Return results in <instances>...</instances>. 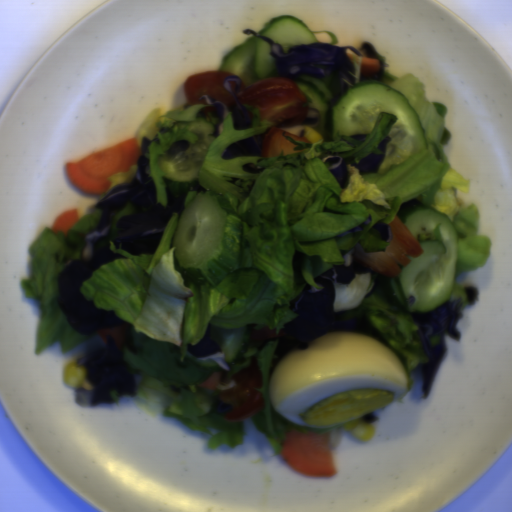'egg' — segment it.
<instances>
[{
  "label": "egg",
  "instance_id": "1",
  "mask_svg": "<svg viewBox=\"0 0 512 512\" xmlns=\"http://www.w3.org/2000/svg\"><path fill=\"white\" fill-rule=\"evenodd\" d=\"M293 348L271 373L272 406L300 426L330 428L387 409L404 397L409 376L394 351L360 333L336 330Z\"/></svg>",
  "mask_w": 512,
  "mask_h": 512
}]
</instances>
